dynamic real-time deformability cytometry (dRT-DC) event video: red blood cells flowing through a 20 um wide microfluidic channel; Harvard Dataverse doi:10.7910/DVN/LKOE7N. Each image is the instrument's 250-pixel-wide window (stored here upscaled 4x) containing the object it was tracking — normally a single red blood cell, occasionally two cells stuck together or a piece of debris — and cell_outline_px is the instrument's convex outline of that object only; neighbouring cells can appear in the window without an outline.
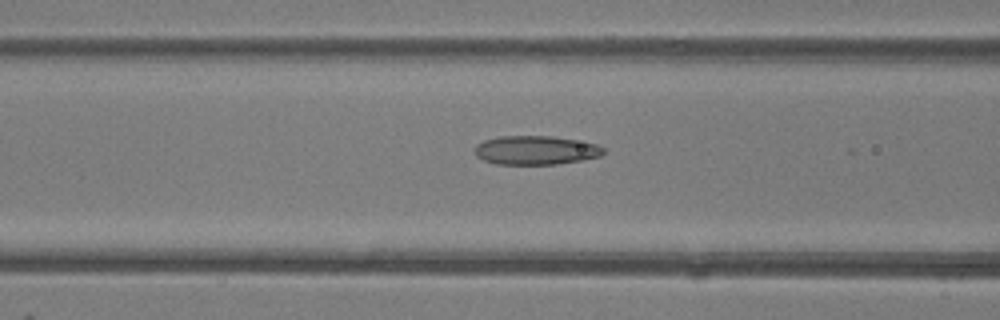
{"species": "common noctule bat (a hibernating species)", "species_latin": "Nyctalus noctula", "temperature_condition": "room temperature", "stored_images_in_passage": 44, "camera_frame_rate_fps": 3000, "um_per_image_px": 0.085, "animal": {"sex": "female"}, "frame": {"image": 1, "passage_image": 15, "time_ms": 4.667, "image_size_px": [1000, 320], "cell_outline_px": [[604, 152], [600, 156], [580, 160], [556, 164], [496, 164], [484, 160], [476, 156], [476, 144], [484, 140], [500, 136], [552, 136], [596, 144], [604, 148]], "centroid_in_image_um": [45.51, 12.77], "position_along_channel_um": 121.1, "area_um2": 21.44}}
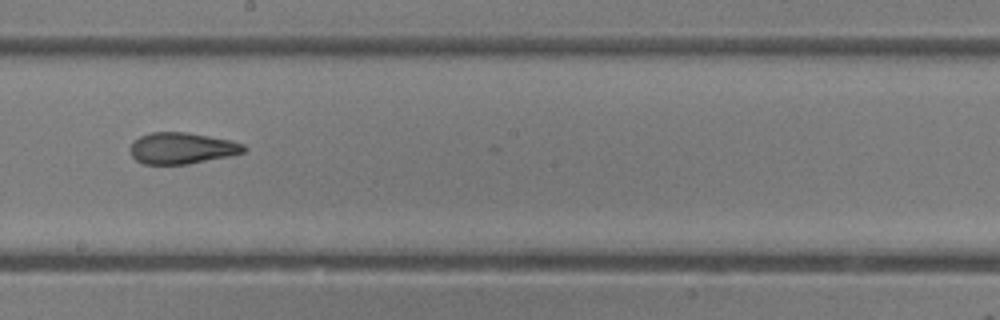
{"frame": {"image": 2, "passage_image": 23, "time_ms": 7.333, "image_size_px": [1000, 320], "cell_outline_px": [[248, 148], [244, 152], [228, 156], [188, 164], [144, 164], [136, 160], [132, 156], [132, 140], [140, 136], [152, 132], [184, 132], [208, 136], [228, 140], [244, 144]], "centroid_in_image_um": [15.46, 12.6], "position_along_channel_um": 232.7, "area_um2": 20.52}}
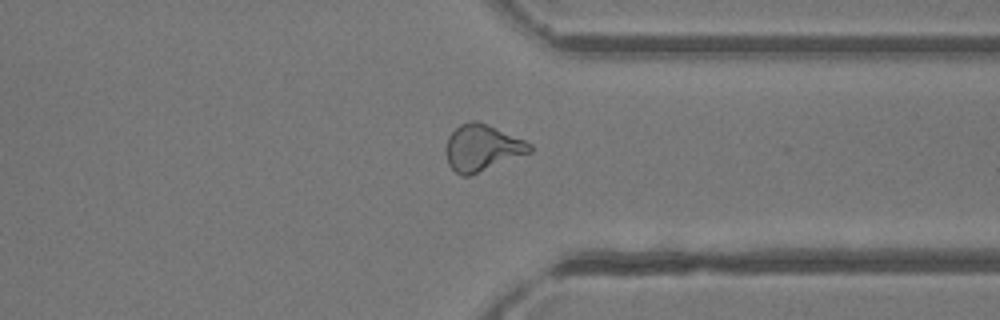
{"frame": {"image": 3, "passage_image": 33, "time_ms": 10.667, "image_size_px": [1000, 320], "cell_outline_px": [[532, 152], [468, 176], [460, 176], [448, 164], [444, 152], [448, 136], [460, 124], [468, 120], [476, 120], [524, 140], [532, 144]], "centroid_in_image_um": [40.94, 12.56], "position_along_channel_um": 370.5, "area_um2": 22.6}, "authors_computed_cell_mechanics": {"area_um2": 22.0218, "velocity_mm_per_s": 4.1939, "shape_relaxation_time_tau1_ms": 7.9008, "shape_relaxation_time_tau2_ms": 2.1542, "deformation_change_tau1": 0.2115, "deformation_change_tau2": 0.1066}}